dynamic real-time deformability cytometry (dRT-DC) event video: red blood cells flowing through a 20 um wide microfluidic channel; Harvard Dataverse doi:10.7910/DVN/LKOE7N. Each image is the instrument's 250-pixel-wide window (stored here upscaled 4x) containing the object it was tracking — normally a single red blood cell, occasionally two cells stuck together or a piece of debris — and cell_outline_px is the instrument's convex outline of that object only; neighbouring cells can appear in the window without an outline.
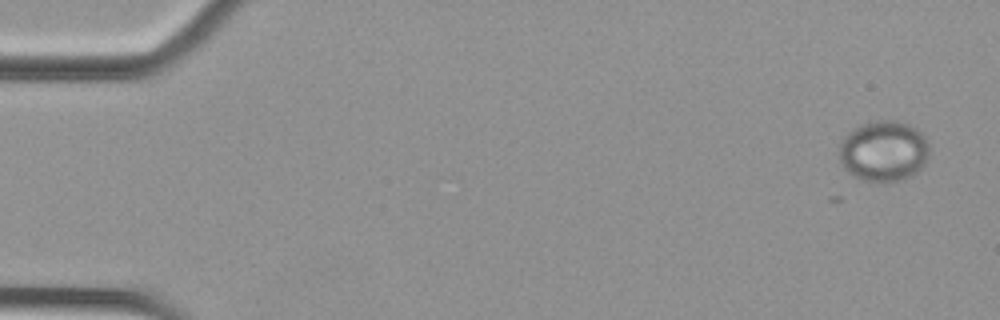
{"species": "Egyptian fruit bat (a non-hibernating species)", "species_latin": "Rousettus aegyptiacus", "temperature_condition": "cold", "stored_images_in_passage": 2, "camera_frame_rate_fps": 3000, "um_per_image_px": 0.085, "animal": {"sex": "female"}, "frame": {"image": 1, "passage_image": 2, "time_ms": 0.333, "image_size_px": [1000, 320], "cell_outline_px": [[928, 156], [924, 164], [912, 176], [904, 180], [888, 184], [876, 184], [860, 180], [848, 172], [844, 168], [840, 160], [840, 144], [844, 136], [848, 132], [860, 124], [880, 120], [896, 120], [908, 124], [916, 128], [924, 136], [928, 144]], "centroid_in_image_um": [75.1, 12.89], "position_along_channel_um": 9.9, "area_um2": 32.54}}